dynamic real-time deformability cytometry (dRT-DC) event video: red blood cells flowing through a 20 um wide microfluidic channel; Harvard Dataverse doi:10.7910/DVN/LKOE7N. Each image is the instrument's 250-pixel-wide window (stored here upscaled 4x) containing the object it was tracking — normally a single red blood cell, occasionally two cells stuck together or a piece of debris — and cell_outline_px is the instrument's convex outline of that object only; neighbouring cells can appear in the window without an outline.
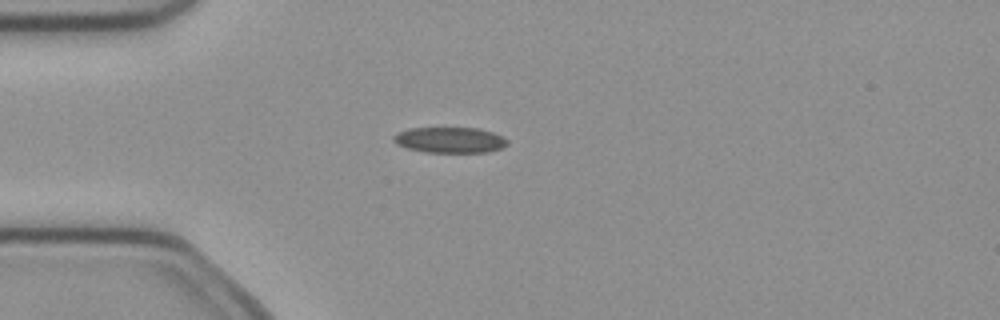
{"species": "common noctule bat (a hibernating species)", "species_latin": "Nyctalus noctula", "temperature_condition": "cold", "stored_images_in_passage": 1, "camera_frame_rate_fps": 3000, "um_per_image_px": 0.085, "animal": {"sex": "female", "body_mass_g": 21.9}, "frame": {"image": 1, "passage_image": 1, "time_ms": 0.0, "image_size_px": [1000, 320], "cell_outline_px": [[508, 144], [500, 148], [488, 152], [424, 152], [408, 148], [396, 144], [392, 140], [392, 136], [396, 132], [408, 128], [480, 128], [504, 136], [508, 140]], "centroid_in_image_um": [38.22, 11.89], "position_along_channel_um": 46.8, "area_um2": 17.22}}